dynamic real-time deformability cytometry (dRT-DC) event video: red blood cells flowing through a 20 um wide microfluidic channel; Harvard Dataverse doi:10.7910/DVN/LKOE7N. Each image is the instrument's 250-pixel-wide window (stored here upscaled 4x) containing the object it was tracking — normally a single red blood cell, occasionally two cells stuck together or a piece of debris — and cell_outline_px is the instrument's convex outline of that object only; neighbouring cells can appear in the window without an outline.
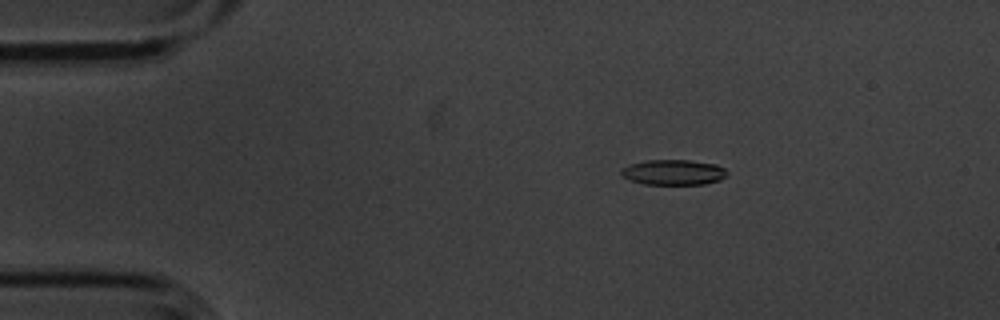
{"species": "common noctule bat (a hibernating species)", "species_latin": "Nyctalus noctula", "temperature_condition": "cold", "stored_images_in_passage": 4, "camera_frame_rate_fps": 3000, "um_per_image_px": 0.085, "animal": {"sex": "male", "body_mass_g": 20.1, "forearm_length_mm": 53.5}, "frame": {"image": 1, "passage_image": 2, "time_ms": 0.333, "image_size_px": [1000, 320], "cell_outline_px": [[728, 172], [720, 180], [704, 184], [644, 184], [620, 176], [620, 168], [632, 164], [648, 160], [692, 160], [716, 164], [724, 168]], "centroid_in_image_um": [57.24, 14.64], "position_along_channel_um": 27.8, "area_um2": 15.61}}